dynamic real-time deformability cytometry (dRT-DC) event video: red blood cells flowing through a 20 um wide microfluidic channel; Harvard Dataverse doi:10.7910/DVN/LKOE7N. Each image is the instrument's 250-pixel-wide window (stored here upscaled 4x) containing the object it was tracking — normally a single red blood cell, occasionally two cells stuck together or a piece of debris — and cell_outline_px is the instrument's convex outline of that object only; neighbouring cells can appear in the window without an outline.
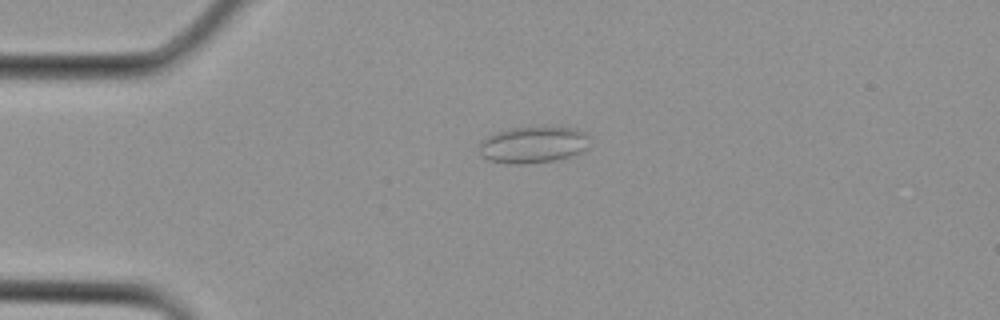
{"species": "Egyptian fruit bat (a non-hibernating species)", "species_latin": "Rousettus aegyptiacus", "temperature_condition": "cold", "stored_images_in_passage": 3, "camera_frame_rate_fps": 3000, "um_per_image_px": 0.085, "animal": {"sex": "female"}, "frame": {"image": 1, "passage_image": 3, "time_ms": 0.667, "image_size_px": [1000, 320], "cell_outline_px": [[592, 136], [588, 148], [584, 152], [552, 160], [524, 164], [512, 164], [488, 160], [480, 152], [480, 140], [496, 132], [512, 128], [576, 128]], "centroid_in_image_um": [45.37, 12.3], "position_along_channel_um": 39.6, "area_um2": 23.41}}